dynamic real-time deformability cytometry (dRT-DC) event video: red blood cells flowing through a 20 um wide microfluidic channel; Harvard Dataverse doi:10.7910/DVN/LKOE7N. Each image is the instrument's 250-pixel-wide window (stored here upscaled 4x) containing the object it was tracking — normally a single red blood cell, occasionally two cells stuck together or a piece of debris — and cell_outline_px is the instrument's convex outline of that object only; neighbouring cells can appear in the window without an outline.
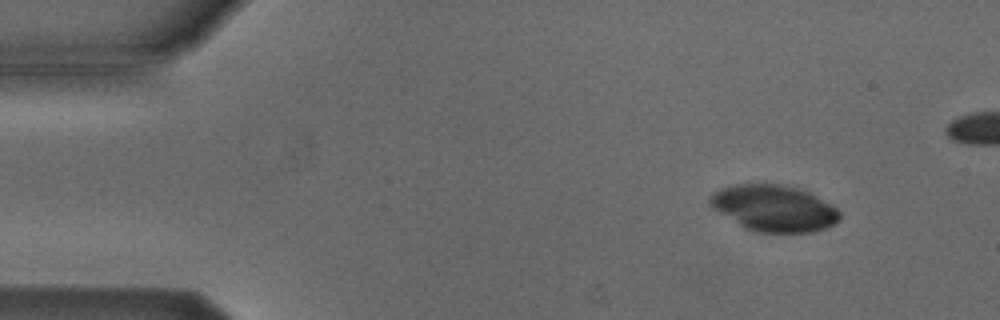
{"species": "Egyptian fruit bat (a non-hibernating species)", "species_latin": "Rousettus aegyptiacus", "temperature_condition": "cold", "stored_images_in_passage": 44, "camera_frame_rate_fps": 3000, "um_per_image_px": 0.085, "animal": {"sex": "male"}, "frame": {"image": 1, "passage_image": 1, "time_ms": 0.0, "image_size_px": [1000, 320], "cell_outline_px": [[840, 220], [836, 224], [812, 232], [752, 232], [744, 228], [712, 208], [708, 204], [708, 200], [716, 192], [724, 188], [736, 184], [780, 184], [796, 188], [832, 204], [840, 212]], "centroid_in_image_um": [65.79, 17.72], "position_along_channel_um": 19.2, "area_um2": 34.74}}
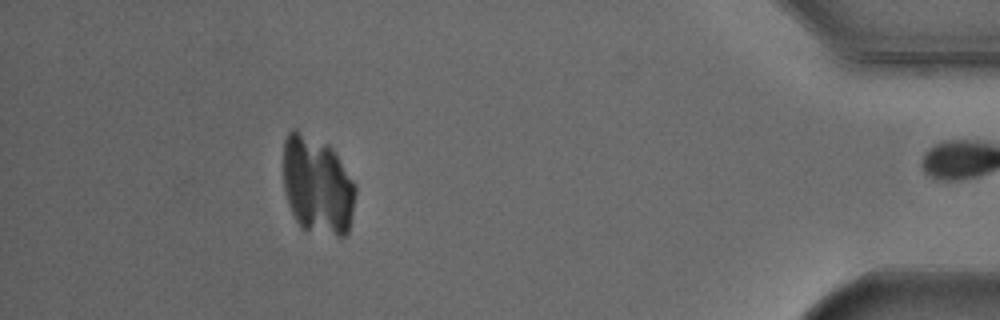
{"frame": {"image": 2, "passage_image": 43, "time_ms": 14.0, "image_size_px": [1000, 320], "cell_outline_px": [[356, 192], [352, 216], [348, 232], [344, 236], [336, 236], [300, 228], [288, 204], [284, 192], [284, 140], [288, 132], [292, 128], [296, 128], [328, 144], [332, 148], [356, 184]], "centroid_in_image_um": [26.97, 15.73], "position_along_channel_um": 408.2, "area_um2": 41.73}}